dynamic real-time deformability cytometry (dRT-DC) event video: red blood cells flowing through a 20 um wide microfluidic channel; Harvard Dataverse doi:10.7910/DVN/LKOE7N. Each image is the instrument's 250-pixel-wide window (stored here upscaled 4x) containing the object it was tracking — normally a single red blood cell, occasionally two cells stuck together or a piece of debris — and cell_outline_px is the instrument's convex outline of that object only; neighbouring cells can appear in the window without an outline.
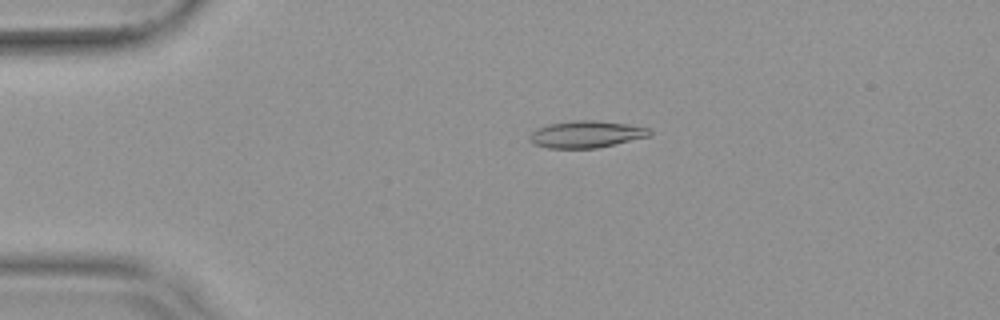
{"species": "common noctule bat (a hibernating species)", "species_latin": "Nyctalus noctula", "temperature_condition": "warm", "stored_images_in_passage": 48, "camera_frame_rate_fps": 3000, "um_per_image_px": 0.085, "animal": {"sex": "female", "body_mass_g": 19.9}, "frame": {"image": 1, "passage_image": 6, "time_ms": 1.667, "image_size_px": [1000, 320], "cell_outline_px": [[652, 132], [648, 136], [596, 148], [548, 148], [532, 144], [528, 140], [528, 136], [536, 128], [548, 124], [572, 120], [596, 120], [628, 124], [652, 128]], "centroid_in_image_um": [49.78, 11.4], "position_along_channel_um": 35.2, "area_um2": 18.96}}
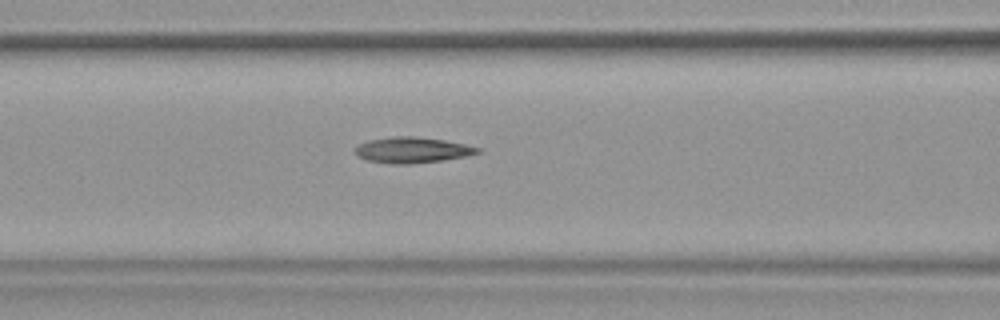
{"frame": {"image": 2, "passage_image": 17, "time_ms": 5.333, "image_size_px": [1000, 320], "cell_outline_px": [[480, 152], [464, 156], [444, 160], [408, 164], [396, 164], [368, 160], [360, 156], [356, 152], [356, 148], [360, 144], [368, 140], [392, 136], [416, 136], [444, 140], [464, 144], [480, 148]], "centroid_in_image_um": [35.06, 12.74], "position_along_channel_um": 131.5, "area_um2": 18.09}}
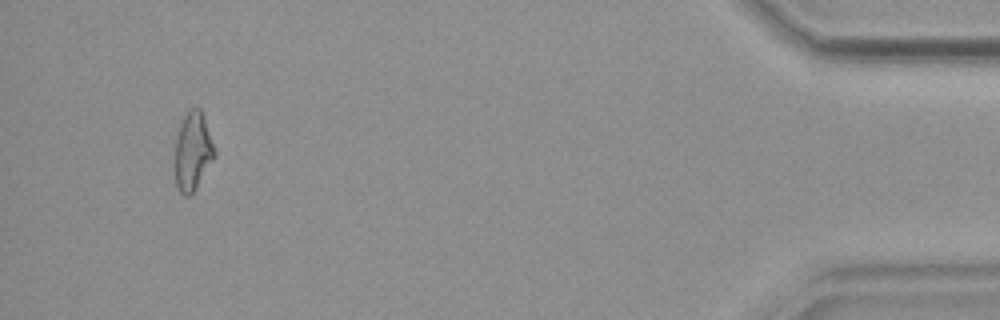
{"frame": {"image": 3, "passage_image": 45, "time_ms": 14.667, "image_size_px": [1000, 320], "cell_outline_px": [[216, 156], [192, 192], [188, 196], [184, 196], [180, 192], [176, 184], [172, 164], [176, 136], [180, 124], [188, 108], [200, 108], [204, 116], [216, 152]], "centroid_in_image_um": [16.34, 12.85], "position_along_channel_um": 418.9, "area_um2": 18.5}, "authors_computed_cell_mechanics": {"area_um2": 18.0625, "velocity_mm_per_s": 3.8258, "shape_relaxation_time_tau1_ms": null, "shape_relaxation_time_tau2_ms": 2.064, "deformation_change_tau1": null, "deformation_change_tau2": 0.0933}}